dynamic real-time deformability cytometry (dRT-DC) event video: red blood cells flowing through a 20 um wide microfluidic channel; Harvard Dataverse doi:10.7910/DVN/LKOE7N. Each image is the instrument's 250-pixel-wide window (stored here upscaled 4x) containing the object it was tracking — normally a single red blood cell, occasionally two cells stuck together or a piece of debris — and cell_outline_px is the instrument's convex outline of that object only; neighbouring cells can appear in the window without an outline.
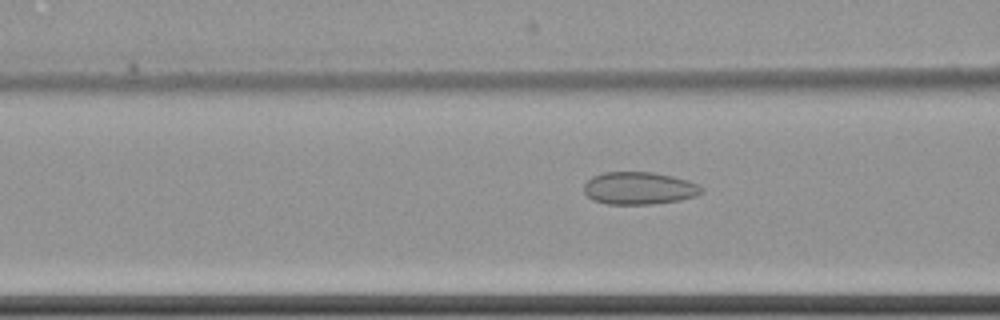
{"species": "common noctule bat (a hibernating species)", "species_latin": "Nyctalus noctula", "temperature_condition": "cold", "stored_images_in_passage": 43, "camera_frame_rate_fps": 3000, "um_per_image_px": 0.085, "animal": {"sex": "female", "body_mass_g": 22.7, "forearm_length_mm": 54.2}, "frame": {"image": 1, "passage_image": 11, "time_ms": 3.333, "image_size_px": [1000, 320], "cell_outline_px": [[704, 192], [696, 196], [680, 200], [652, 204], [608, 204], [592, 200], [584, 192], [584, 184], [592, 176], [604, 172], [652, 172], [672, 176], [688, 180], [704, 188]], "centroid_in_image_um": [54.33, 16.0], "position_along_channel_um": 112.3, "area_um2": 22.37}}
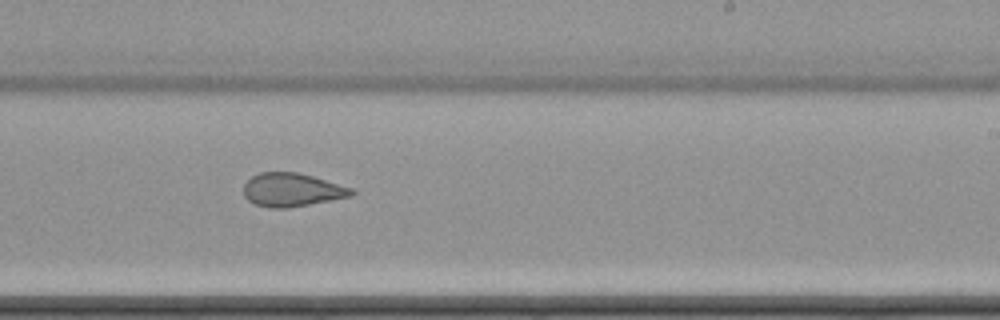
{"frame": {"image": 2, "passage_image": 24, "time_ms": 7.667, "image_size_px": [1000, 320], "cell_outline_px": [[356, 192], [352, 196], [332, 200], [288, 208], [272, 208], [256, 204], [248, 200], [244, 196], [244, 184], [252, 176], [260, 172], [296, 172], [312, 176], [356, 188]], "centroid_in_image_um": [24.86, 16.13], "position_along_channel_um": 264.1, "area_um2": 21.15}}
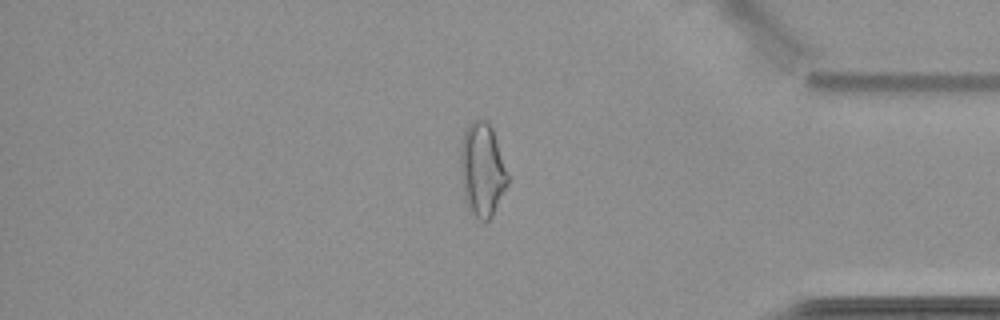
{"frame": {"image": 3, "passage_image": 37, "time_ms": 12.0, "image_size_px": [1000, 320], "cell_outline_px": [[508, 184], [492, 216], [488, 220], [480, 220], [468, 208], [464, 192], [460, 168], [460, 144], [464, 132], [468, 124], [472, 120], [488, 120], [492, 128], [508, 176]], "centroid_in_image_um": [40.97, 14.4], "position_along_channel_um": 394.2, "area_um2": 25.43}, "authors_computed_cell_mechanics": {"area_um2": 22.3686, "velocity_mm_per_s": 3.5069, "shape_relaxation_time_tau1_ms": null, "shape_relaxation_time_tau2_ms": 1.7469, "deformation_change_tau1": null, "deformation_change_tau2": 0.0777}}